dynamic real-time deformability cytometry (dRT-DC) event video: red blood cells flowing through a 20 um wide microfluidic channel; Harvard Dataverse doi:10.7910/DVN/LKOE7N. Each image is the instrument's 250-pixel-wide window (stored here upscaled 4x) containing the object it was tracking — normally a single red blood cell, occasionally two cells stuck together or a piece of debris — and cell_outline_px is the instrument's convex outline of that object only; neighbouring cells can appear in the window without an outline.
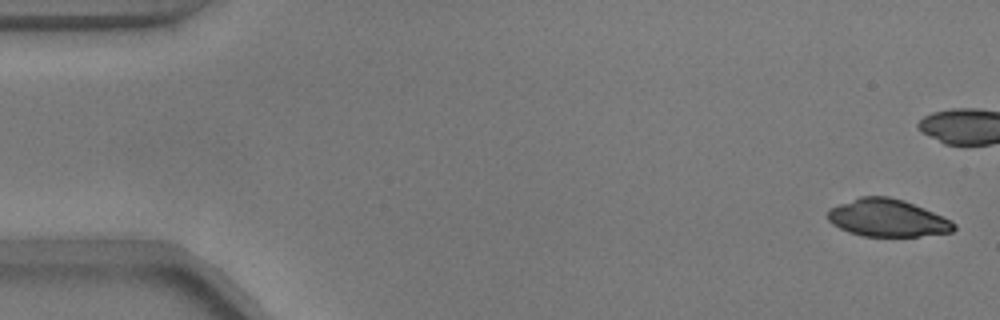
{"species": "common noctule bat (a hibernating species)", "species_latin": "Nyctalus noctula", "temperature_condition": "warm", "stored_images_in_passage": 43, "camera_frame_rate_fps": 3000, "um_per_image_px": 0.085, "animal": {"sex": "male", "body_mass_g": 17.9}, "frame": {"image": 1, "passage_image": 1, "time_ms": 0.0, "image_size_px": [1000, 320], "cell_outline_px": [[956, 228], [952, 232], [920, 236], [864, 236], [848, 232], [832, 224], [828, 220], [828, 208], [860, 196], [888, 196], [904, 200], [924, 208], [952, 220], [956, 224]], "centroid_in_image_um": [75.44, 18.52], "position_along_channel_um": 9.6, "area_um2": 27.63}}